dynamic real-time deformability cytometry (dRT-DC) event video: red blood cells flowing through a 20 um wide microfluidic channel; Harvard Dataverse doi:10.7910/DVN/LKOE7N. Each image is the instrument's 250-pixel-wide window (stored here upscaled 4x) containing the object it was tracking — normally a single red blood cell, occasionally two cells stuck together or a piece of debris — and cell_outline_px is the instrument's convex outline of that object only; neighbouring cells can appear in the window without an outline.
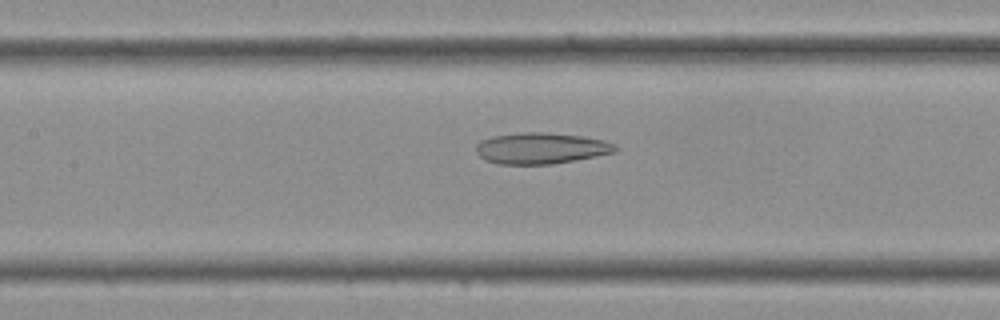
{"species": "Egyptian fruit bat (a non-hibernating species)", "species_latin": "Rousettus aegyptiacus", "temperature_condition": "cold", "stored_images_in_passage": 35, "camera_frame_rate_fps": 3000, "um_per_image_px": 0.085, "frame": {"image": 1, "passage_image": 16, "time_ms": 5.0, "image_size_px": [1000, 320], "cell_outline_px": [[620, 148], [616, 152], [576, 160], [552, 164], [496, 164], [484, 160], [476, 152], [476, 144], [480, 140], [492, 136], [524, 132], [548, 132], [584, 136], [604, 140], [616, 144]], "centroid_in_image_um": [46.0, 12.6], "position_along_channel_um": 161.4, "area_um2": 25.66}}
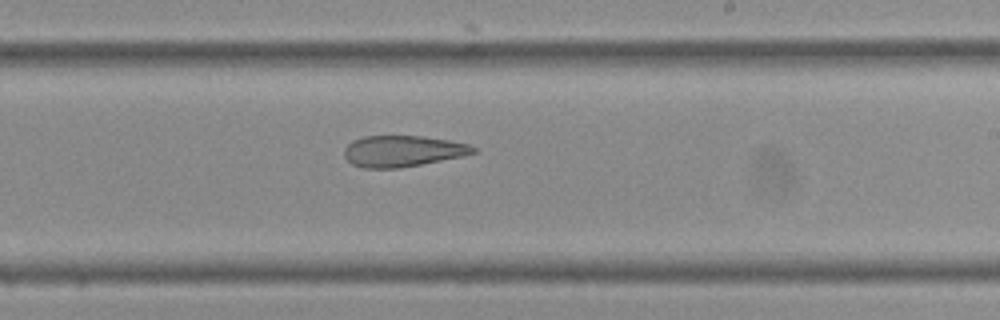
{"frame": {"image": 2, "passage_image": 21, "time_ms": 6.667, "image_size_px": [1000, 320], "cell_outline_px": [[480, 152], [464, 156], [400, 168], [364, 168], [352, 164], [344, 156], [344, 148], [352, 140], [364, 136], [424, 136], [448, 140], [468, 144], [476, 148]], "centroid_in_image_um": [34.24, 12.84], "position_along_channel_um": 254.8, "area_um2": 23.58}}
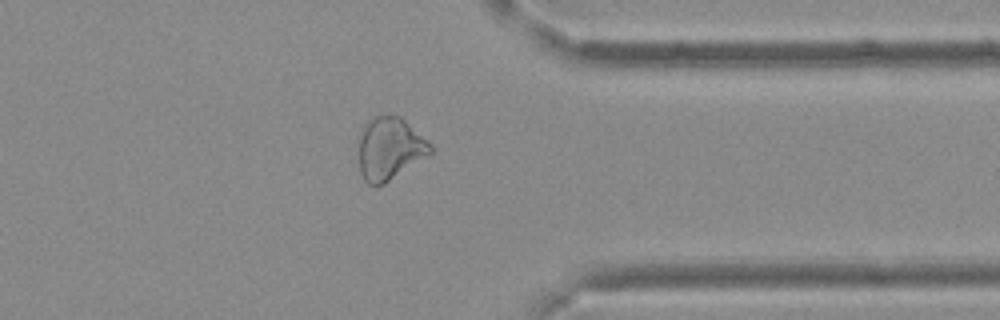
{"frame": {"image": 3, "passage_image": 28, "time_ms": 9.0, "image_size_px": [1000, 320], "cell_outline_px": [[436, 148], [432, 152], [384, 184], [368, 184], [364, 180], [360, 172], [356, 144], [356, 136], [364, 124], [372, 116], [400, 116], [428, 140]], "centroid_in_image_um": [33.06, 12.6], "position_along_channel_um": 378.3, "area_um2": 26.65}}